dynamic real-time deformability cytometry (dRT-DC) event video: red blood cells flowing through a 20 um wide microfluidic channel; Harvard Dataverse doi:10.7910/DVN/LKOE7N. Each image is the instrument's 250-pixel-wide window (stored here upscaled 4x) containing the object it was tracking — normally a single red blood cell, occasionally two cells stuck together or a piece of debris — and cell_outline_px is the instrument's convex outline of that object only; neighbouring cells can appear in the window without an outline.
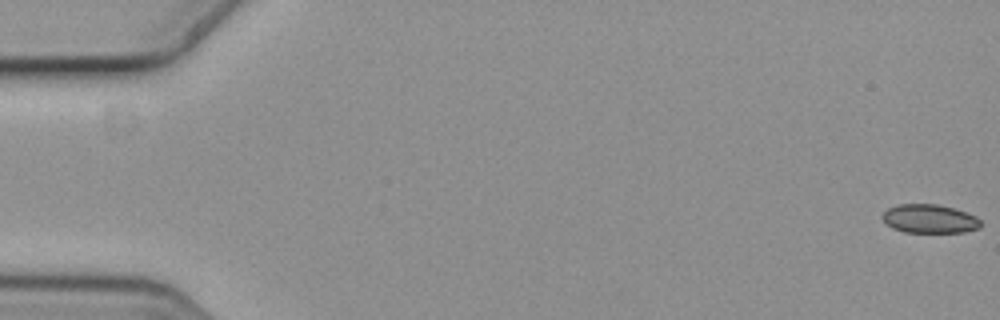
{"species": "common noctule bat (a hibernating species)", "species_latin": "Nyctalus noctula", "temperature_condition": "cold", "stored_images_in_passage": 6, "segment_of_instrument_passage": [1, 2], "camera_frame_rate_fps": 3000, "um_per_image_px": 0.085, "animal": {"sex": "female", "body_mass_g": 19.3, "forearm_length_mm": 54.1}, "frame": {"image": 1, "passage_image": 1, "time_ms": 0.0, "image_size_px": [1000, 320], "cell_outline_px": [[980, 228], [964, 232], [904, 232], [892, 228], [880, 216], [888, 208], [900, 204], [936, 204], [952, 208], [976, 216], [980, 220]], "centroid_in_image_um": [79.0, 18.6], "position_along_channel_um": 6.0, "area_um2": 16.3}}
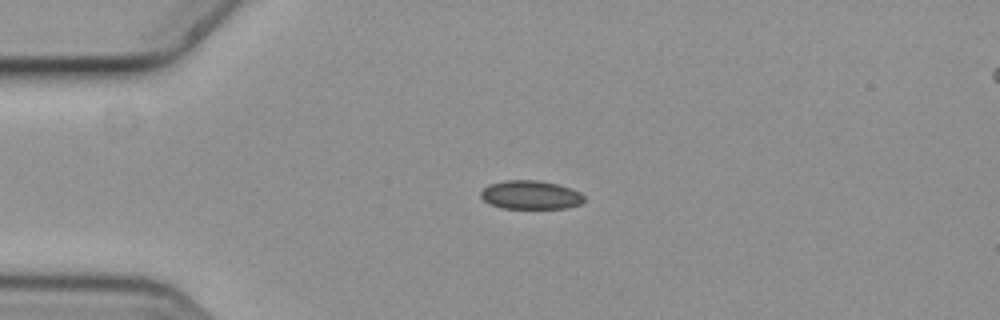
{"frame": {"image": 2, "passage_image": 4, "time_ms": 1.0, "image_size_px": [1000, 320], "cell_outline_px": [[584, 200], [580, 204], [568, 208], [500, 208], [488, 204], [480, 196], [480, 192], [488, 184], [504, 180], [536, 180], [556, 184], [572, 188], [580, 192], [584, 196]], "centroid_in_image_um": [45.08, 16.57], "position_along_channel_um": 39.9, "area_um2": 17.4}}